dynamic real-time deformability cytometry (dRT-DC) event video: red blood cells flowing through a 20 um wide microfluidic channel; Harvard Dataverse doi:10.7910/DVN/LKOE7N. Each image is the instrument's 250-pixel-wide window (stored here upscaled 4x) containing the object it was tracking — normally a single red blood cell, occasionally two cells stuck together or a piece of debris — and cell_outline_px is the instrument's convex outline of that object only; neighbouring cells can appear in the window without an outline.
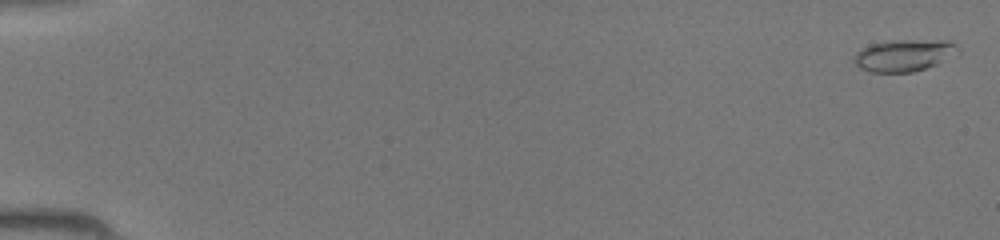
{"species": "common noctule bat (a hibernating species)", "species_latin": "Nyctalus noctula", "temperature_condition": "room temperature", "stored_images_in_passage": 46, "segment_of_instrument_passage": [1, 2], "camera_frame_rate_fps": 3000, "um_per_image_px": 0.085, "animal": {"sex": "female", "body_mass_g": 19.5, "forearm_length_mm": 54.1}, "frame": {"image": 1, "passage_image": 1, "time_ms": 0.0, "image_size_px": [1000, 240], "cell_outline_px": [[960, 56], [912, 72], [872, 72], [860, 68], [856, 64], [856, 52], [860, 48], [872, 44], [904, 40], [948, 40], [956, 44], [960, 52]], "centroid_in_image_um": [76.95, 4.7], "position_along_channel_um": 8.0, "area_um2": 19.31}}
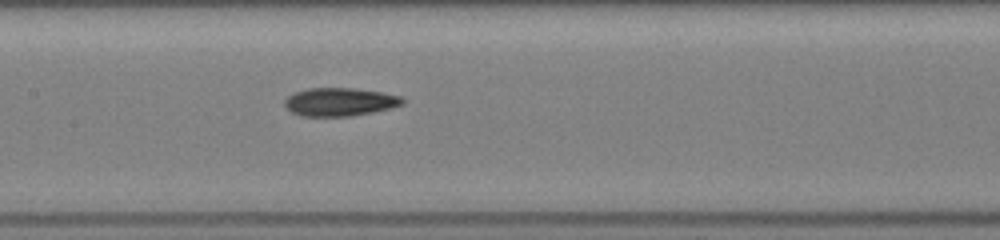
{"frame": {"image": 2, "passage_image": 23, "time_ms": 7.333, "image_size_px": [1000, 240], "cell_outline_px": [[404, 104], [392, 108], [352, 116], [300, 116], [284, 108], [284, 100], [292, 92], [308, 88], [356, 88], [380, 92], [400, 96], [404, 100]], "centroid_in_image_um": [28.84, 8.66], "position_along_channel_um": 178.6, "area_um2": 19.59}}
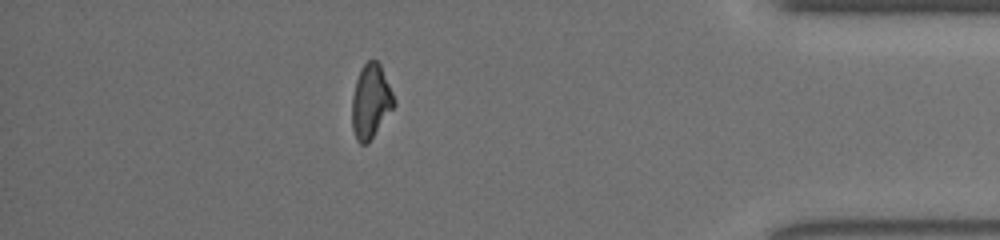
{"frame": {"image": 3, "passage_image": 40, "time_ms": 13.0, "image_size_px": [1000, 240], "cell_outline_px": [[396, 104], [368, 144], [360, 144], [356, 140], [352, 128], [352, 96], [356, 80], [360, 68], [368, 60], [376, 60], [380, 64], [396, 100]], "centroid_in_image_um": [31.51, 8.63], "position_along_channel_um": 403.7, "area_um2": 18.26}}